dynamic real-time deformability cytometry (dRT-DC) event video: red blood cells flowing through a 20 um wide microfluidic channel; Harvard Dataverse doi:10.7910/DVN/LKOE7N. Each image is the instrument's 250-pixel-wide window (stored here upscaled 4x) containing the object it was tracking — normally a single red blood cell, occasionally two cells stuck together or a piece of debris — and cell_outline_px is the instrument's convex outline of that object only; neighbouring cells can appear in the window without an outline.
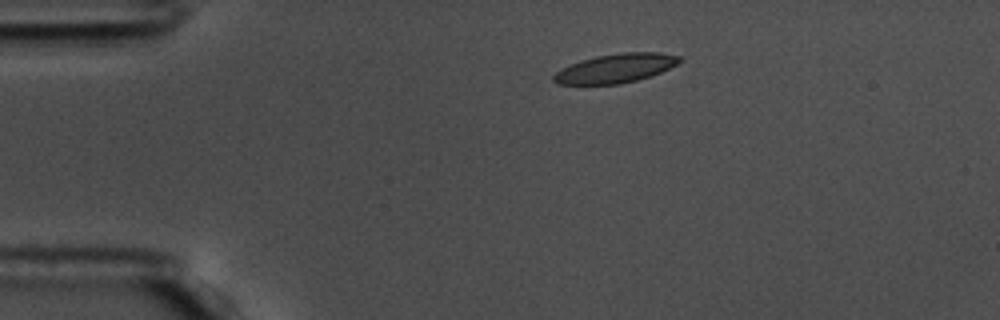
{"species": "common noctule bat (a hibernating species)", "species_latin": "Nyctalus noctula", "temperature_condition": "warm", "stored_images_in_passage": 53, "camera_frame_rate_fps": 3000, "um_per_image_px": 0.085, "animal": {"sex": "male", "body_mass_g": 17.5, "forearm_length_mm": 52.3}, "frame": {"image": 1, "passage_image": 8, "time_ms": 2.333, "image_size_px": [1000, 320], "cell_outline_px": [[684, 60], [660, 72], [636, 80], [620, 84], [556, 84], [552, 80], [552, 76], [556, 72], [580, 60], [596, 56], [624, 52], [660, 52], [680, 56]], "centroid_in_image_um": [52.33, 5.8], "position_along_channel_um": 32.7, "area_um2": 21.1}}
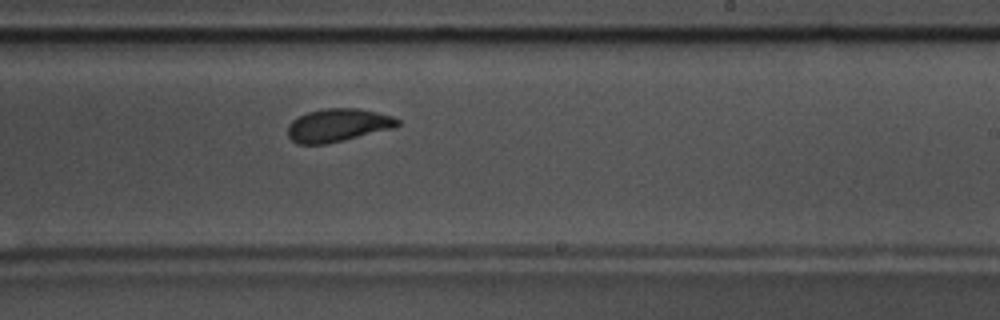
{"frame": {"image": 2, "passage_image": 31, "time_ms": 10.0, "image_size_px": [1000, 320], "cell_outline_px": [[400, 124], [396, 128], [328, 144], [296, 144], [288, 136], [288, 124], [292, 120], [308, 112], [324, 108], [356, 108], [376, 112], [392, 116], [400, 120]], "centroid_in_image_um": [28.74, 10.65], "position_along_channel_um": 260.3, "area_um2": 21.33}}
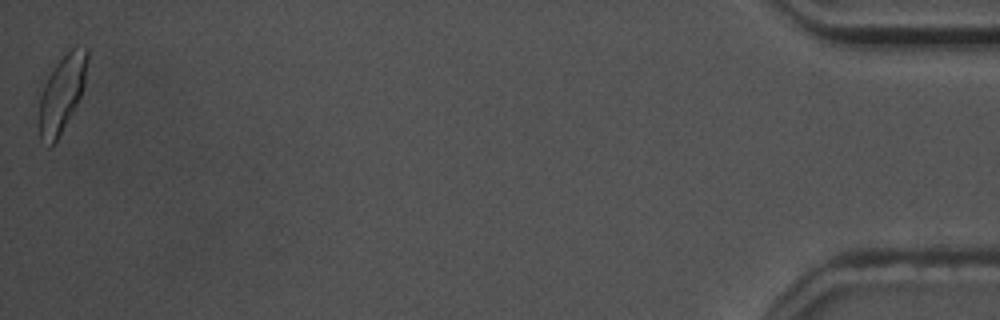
{"frame": {"image": 3, "passage_image": 53, "time_ms": 17.333, "image_size_px": [1000, 320], "cell_outline_px": [[88, 60], [84, 84], [80, 96], [72, 112], [56, 140], [48, 148], [40, 140], [36, 120], [40, 96], [44, 84], [48, 76], [56, 64], [76, 44], [88, 48]], "centroid_in_image_um": [5.21, 7.98], "position_along_channel_um": 430.0, "area_um2": 21.79}, "authors_computed_cell_mechanics": {"area_um2": 21.2704, "velocity_mm_per_s": 3.6094, "shape_relaxation_time_tau1_ms": 3.245, "shape_relaxation_time_tau2_ms": 1.1813, "deformation_change_tau1": 0.1199, "deformation_change_tau2": 0.0644}}